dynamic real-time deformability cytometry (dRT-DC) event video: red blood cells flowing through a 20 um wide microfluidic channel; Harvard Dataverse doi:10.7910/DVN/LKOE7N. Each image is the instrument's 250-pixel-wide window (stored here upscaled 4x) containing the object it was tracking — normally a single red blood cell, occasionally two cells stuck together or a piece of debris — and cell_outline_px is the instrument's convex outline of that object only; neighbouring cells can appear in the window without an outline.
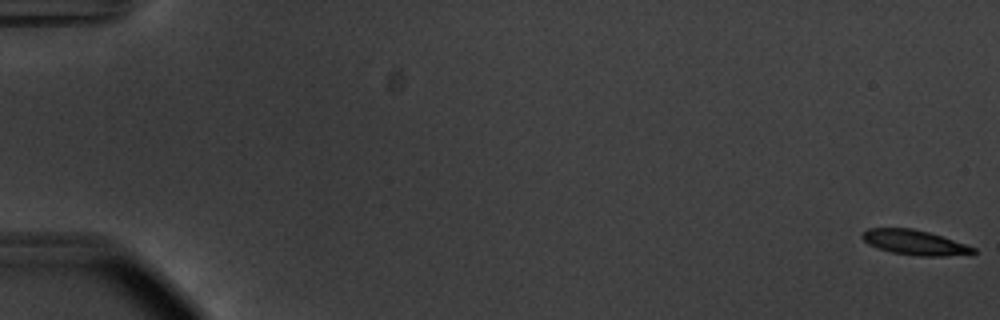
{"species": "common noctule bat (a hibernating species)", "species_latin": "Nyctalus noctula", "temperature_condition": "warm", "stored_images_in_passage": 57, "camera_frame_rate_fps": 3000, "um_per_image_px": 0.085, "animal": {"sex": "male", "body_mass_g": 20.1, "forearm_length_mm": 53.5}, "frame": {"image": 1, "passage_image": 1, "time_ms": 0.0, "image_size_px": [1000, 320], "cell_outline_px": [[976, 252], [944, 256], [920, 256], [892, 252], [876, 248], [868, 244], [860, 236], [868, 228], [912, 228], [928, 232], [976, 248]], "centroid_in_image_um": [77.67, 20.6], "position_along_channel_um": 7.3, "area_um2": 15.78}}
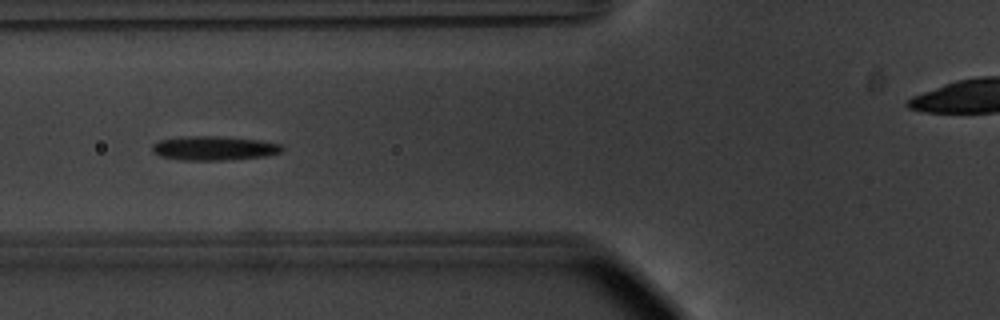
{"frame": {"image": 2, "passage_image": 23, "time_ms": 7.333, "image_size_px": [1000, 320], "cell_outline_px": [[284, 148], [280, 152], [268, 156], [228, 160], [180, 160], [160, 156], [152, 152], [152, 144], [160, 140], [192, 136], [220, 136], [260, 140], [280, 144]], "centroid_in_image_um": [18.2, 12.6], "position_along_channel_um": 107.6, "area_um2": 18.32}}
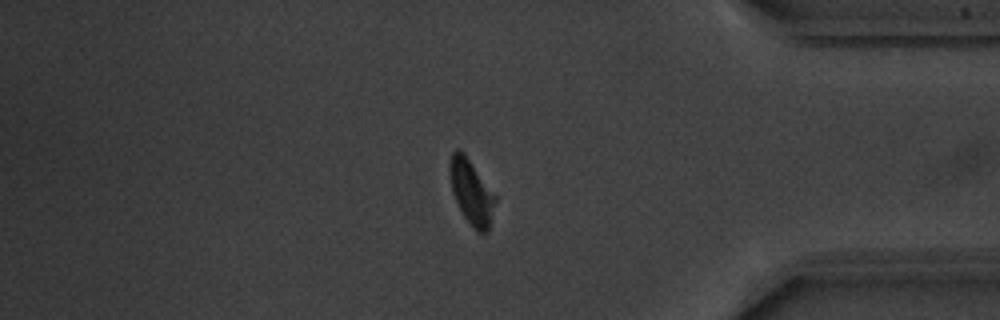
{"frame": {"image": 3, "passage_image": 48, "time_ms": 15.667, "image_size_px": [1000, 320], "cell_outline_px": [[496, 200], [488, 232], [476, 232], [464, 216], [452, 192], [448, 168], [448, 164], [452, 152], [456, 148], [460, 148], [464, 152], [496, 196]], "centroid_in_image_um": [40.05, 16.28], "position_along_channel_um": 395.2, "area_um2": 17.17}, "authors_computed_cell_mechanics": {"area_um2": 16.9932, "velocity_mm_per_s": 3.7092, "shape_relaxation_time_tau1_ms": 2.7139, "shape_relaxation_time_tau2_ms": 3.1068, "deformation_change_tau1": 0.1512, "deformation_change_tau2": 0.0837}}